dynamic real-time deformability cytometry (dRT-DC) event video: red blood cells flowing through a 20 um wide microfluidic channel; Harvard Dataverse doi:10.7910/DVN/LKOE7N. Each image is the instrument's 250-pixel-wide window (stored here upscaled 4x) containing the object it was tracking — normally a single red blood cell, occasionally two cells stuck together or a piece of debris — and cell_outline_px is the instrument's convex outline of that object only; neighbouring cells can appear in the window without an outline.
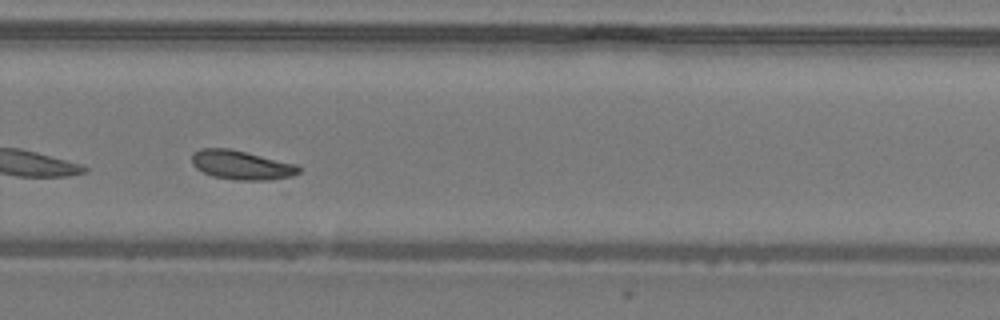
{"species": "common noctule bat (a hibernating species)", "species_latin": "Nyctalus noctula", "temperature_condition": "warm", "stored_images_in_passage": 30, "camera_frame_rate_fps": 3000, "um_per_image_px": 0.085, "animal": {"sex": "male", "body_mass_g": 19.2, "forearm_length_mm": 51.8}, "frame": {"image": 1, "passage_image": 22, "time_ms": 7.0, "image_size_px": [1000, 320], "cell_outline_px": [[300, 172], [292, 176], [268, 180], [236, 180], [212, 176], [196, 168], [192, 164], [192, 152], [200, 148], [228, 148], [296, 164], [300, 168]], "centroid_in_image_um": [20.49, 14.03], "position_along_channel_um": 309.3, "area_um2": 18.03}}
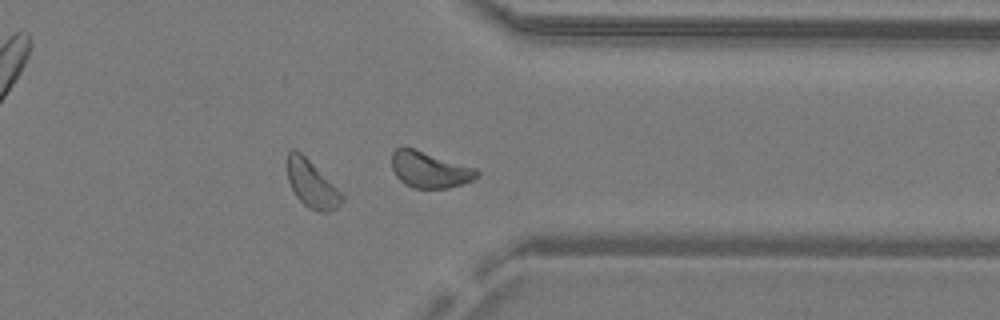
{"frame": {"image": 2, "passage_image": 26, "time_ms": 8.333, "image_size_px": [1000, 320], "cell_outline_px": [[480, 172], [472, 180], [448, 188], [412, 188], [404, 184], [396, 176], [392, 168], [392, 152], [396, 148], [412, 148], [476, 168]], "centroid_in_image_um": [36.49, 14.43], "position_along_channel_um": 374.9, "area_um2": 17.69}}